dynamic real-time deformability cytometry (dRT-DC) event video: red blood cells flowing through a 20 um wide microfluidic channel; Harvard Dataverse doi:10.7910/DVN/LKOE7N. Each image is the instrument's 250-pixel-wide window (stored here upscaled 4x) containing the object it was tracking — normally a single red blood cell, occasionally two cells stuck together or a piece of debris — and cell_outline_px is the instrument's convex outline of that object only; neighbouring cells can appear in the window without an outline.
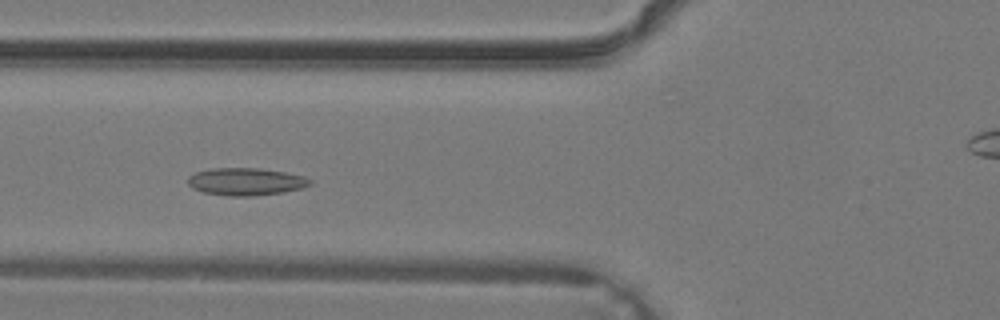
{"species": "common noctule bat (a hibernating species)", "species_latin": "Nyctalus noctula", "temperature_condition": "warm", "stored_images_in_passage": 26, "camera_frame_rate_fps": 3000, "um_per_image_px": 0.085, "animal": {"sex": "male", "body_mass_g": 19.2, "forearm_length_mm": 51.8}, "frame": {"image": 1, "passage_image": 9, "time_ms": 2.667, "image_size_px": [1000, 320], "cell_outline_px": [[312, 184], [304, 188], [284, 192], [252, 196], [228, 196], [204, 192], [192, 188], [188, 184], [188, 176], [196, 172], [212, 168], [260, 168], [284, 172], [304, 176], [312, 180]], "centroid_in_image_um": [20.92, 15.44], "position_along_channel_um": 104.9, "area_um2": 19.65}}
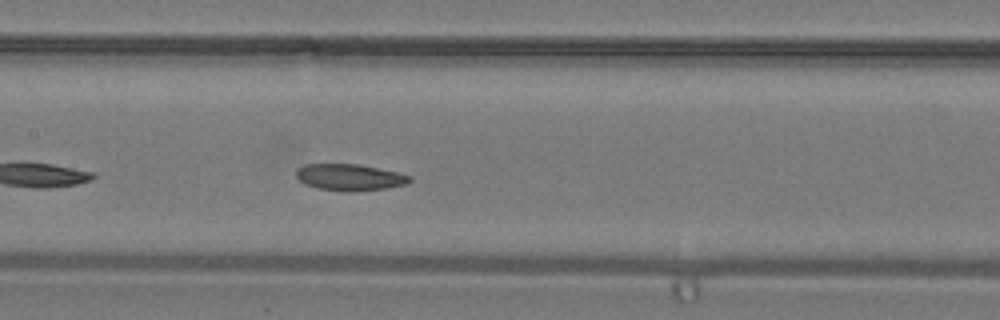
{"frame": {"image": 2, "passage_image": 13, "time_ms": 4.0, "image_size_px": [1000, 320], "cell_outline_px": [[412, 180], [408, 184], [388, 188], [356, 192], [352, 192], [316, 188], [304, 184], [296, 176], [296, 172], [304, 164], [356, 164], [400, 172], [412, 176]], "centroid_in_image_um": [29.78, 15.08], "position_along_channel_um": 177.6, "area_um2": 17.74}}
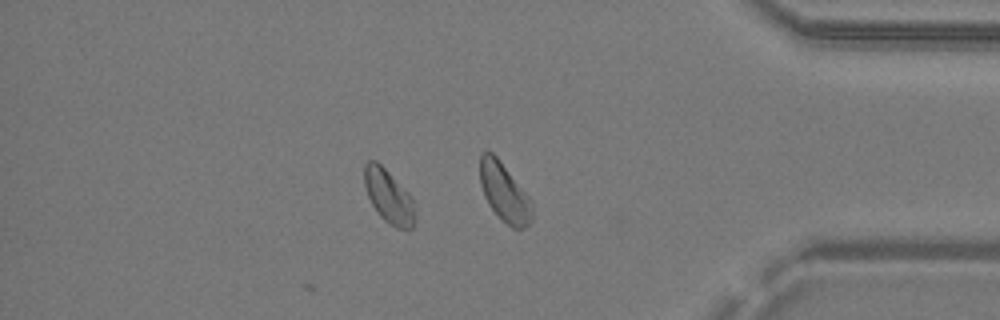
{"frame": {"image": 3, "passage_image": 26, "time_ms": 8.333, "image_size_px": [1000, 320], "cell_outline_px": [[416, 220], [412, 228], [396, 228], [388, 224], [380, 216], [372, 204], [368, 196], [364, 184], [364, 164], [368, 160], [376, 160], [412, 196], [416, 204]], "centroid_in_image_um": [33.07, 16.71], "position_along_channel_um": 402.1, "area_um2": 16.01}}